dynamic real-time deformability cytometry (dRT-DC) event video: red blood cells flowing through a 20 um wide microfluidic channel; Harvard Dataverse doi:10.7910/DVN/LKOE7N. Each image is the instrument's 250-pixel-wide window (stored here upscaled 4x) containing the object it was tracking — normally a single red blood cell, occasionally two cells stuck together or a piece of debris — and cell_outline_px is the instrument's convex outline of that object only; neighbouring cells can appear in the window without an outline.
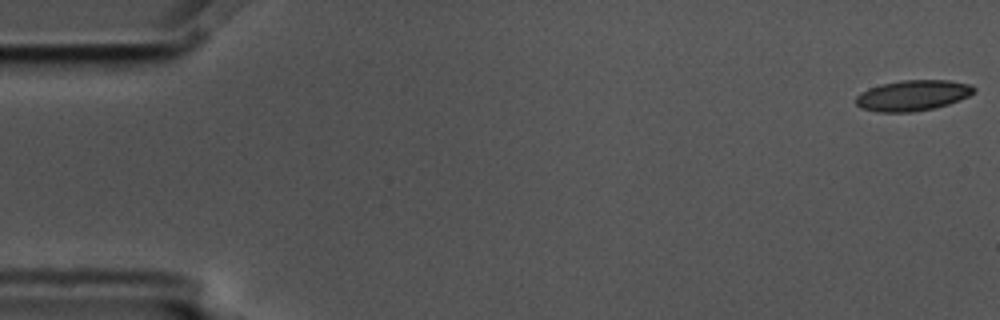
{"species": "common noctule bat (a hibernating species)", "species_latin": "Nyctalus noctula", "temperature_condition": "cold", "stored_images_in_passage": 6, "camera_frame_rate_fps": 3000, "um_per_image_px": 0.085, "animal": {"sex": "male", "body_mass_g": 17.5, "forearm_length_mm": 52.3}, "frame": {"image": 1, "passage_image": 1, "time_ms": 0.0, "image_size_px": [1000, 320], "cell_outline_px": [[976, 88], [968, 96], [960, 100], [948, 104], [932, 108], [912, 112], [876, 112], [860, 108], [856, 104], [856, 96], [868, 88], [880, 84], [900, 80], [948, 80], [972, 84]], "centroid_in_image_um": [77.56, 8.1], "position_along_channel_um": 7.4, "area_um2": 21.15}}
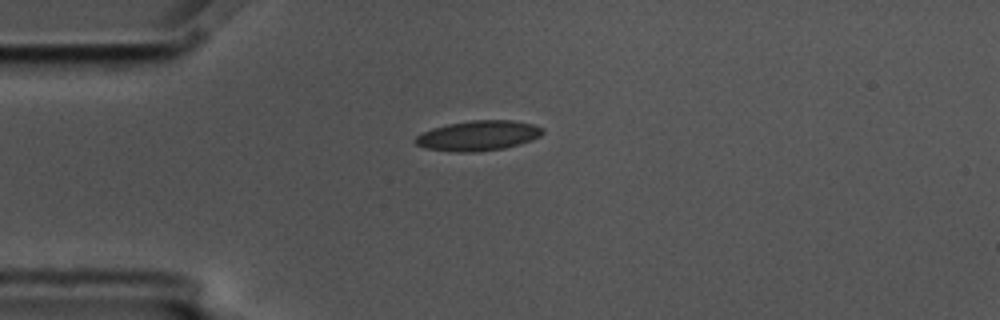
{"frame": {"image": 2, "passage_image": 4, "time_ms": 1.0, "image_size_px": [1000, 320], "cell_outline_px": [[544, 132], [540, 136], [532, 140], [504, 148], [476, 152], [456, 152], [424, 148], [416, 144], [412, 140], [416, 136], [432, 128], [448, 124], [472, 120], [516, 120], [532, 124], [544, 128]], "centroid_in_image_um": [40.65, 11.53], "position_along_channel_um": 44.4, "area_um2": 22.37}}